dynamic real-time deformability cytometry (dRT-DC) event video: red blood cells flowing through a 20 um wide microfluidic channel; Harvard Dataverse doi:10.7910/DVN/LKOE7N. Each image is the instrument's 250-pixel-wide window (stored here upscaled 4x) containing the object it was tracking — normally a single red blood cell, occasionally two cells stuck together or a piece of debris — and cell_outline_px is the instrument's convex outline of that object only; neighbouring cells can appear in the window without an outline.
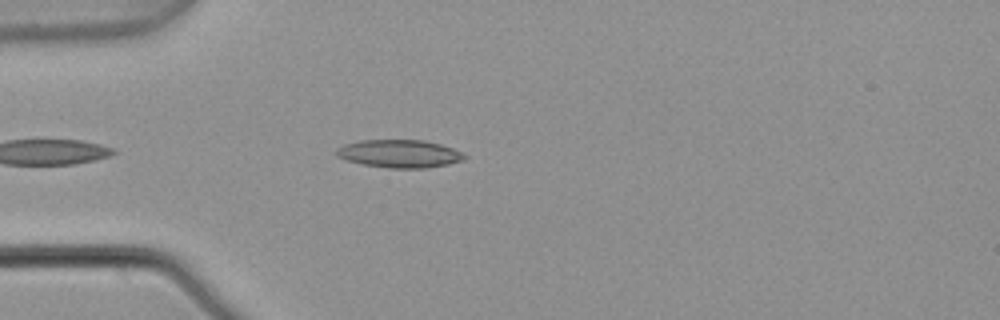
{"species": "common noctule bat (a hibernating species)", "species_latin": "Nyctalus noctula", "temperature_condition": "warm", "stored_images_in_passage": 4, "camera_frame_rate_fps": 3000, "um_per_image_px": 0.085, "animal": {"sex": "male", "body_mass_g": 21.5, "forearm_length_mm": 52.0}, "frame": {"image": 1, "passage_image": 4, "time_ms": 1.0, "image_size_px": [1000, 320], "cell_outline_px": [[468, 156], [464, 160], [448, 164], [424, 168], [388, 168], [364, 164], [344, 160], [336, 156], [336, 148], [344, 144], [360, 140], [424, 140], [440, 144], [452, 148]], "centroid_in_image_um": [33.93, 13.06], "position_along_channel_um": 51.1, "area_um2": 20.87}}